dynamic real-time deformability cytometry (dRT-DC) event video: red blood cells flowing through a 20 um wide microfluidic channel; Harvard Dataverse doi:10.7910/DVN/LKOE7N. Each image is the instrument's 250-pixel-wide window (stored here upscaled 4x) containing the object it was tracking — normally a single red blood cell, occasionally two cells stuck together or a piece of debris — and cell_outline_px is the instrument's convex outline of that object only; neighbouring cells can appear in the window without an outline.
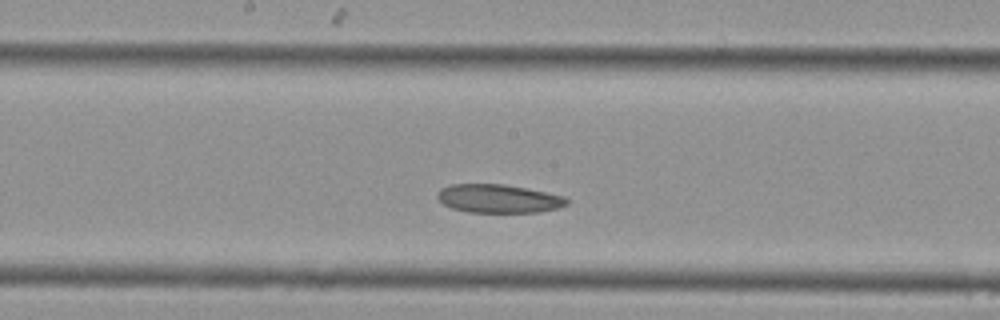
{"species": "Egyptian fruit bat (a non-hibernating species)", "species_latin": "Rousettus aegyptiacus", "temperature_condition": "cold", "stored_images_in_passage": 14, "camera_frame_rate_fps": 3000, "um_per_image_px": 0.085, "animal": {"sex": "female"}, "frame": {"image": 1, "passage_image": 7, "time_ms": 2.0, "image_size_px": [1000, 320], "cell_outline_px": [[568, 204], [560, 208], [536, 212], [468, 212], [452, 208], [444, 204], [436, 196], [436, 192], [440, 188], [448, 184], [504, 184], [564, 196], [568, 200]], "centroid_in_image_um": [42.34, 16.88], "position_along_channel_um": 205.9, "area_um2": 21.44}}